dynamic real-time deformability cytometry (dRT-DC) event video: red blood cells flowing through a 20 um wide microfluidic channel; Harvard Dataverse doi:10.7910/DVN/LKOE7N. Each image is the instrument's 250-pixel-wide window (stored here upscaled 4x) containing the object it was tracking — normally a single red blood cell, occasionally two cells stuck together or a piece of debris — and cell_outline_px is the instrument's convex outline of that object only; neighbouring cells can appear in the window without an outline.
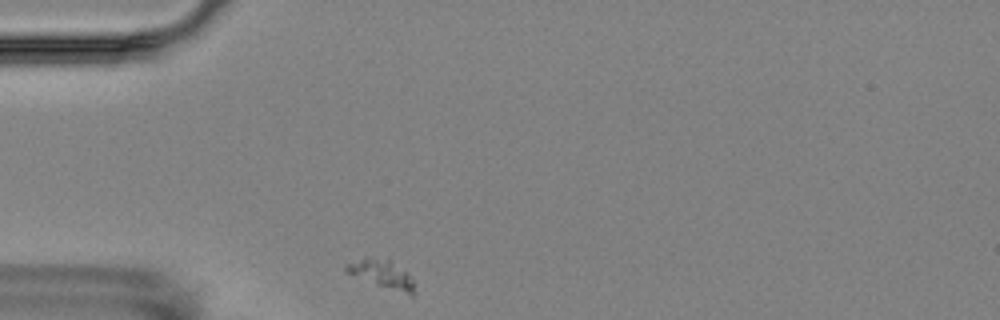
{"species": "Egyptian fruit bat (a non-hibernating species)", "species_latin": "Rousettus aegyptiacus", "temperature_condition": "room temperature", "stored_images_in_passage": 1, "camera_frame_rate_fps": 3000, "um_per_image_px": 0.085, "animal": {"sex": "female"}, "frame": {"image": 1, "passage_image": 1, "time_ms": 0.0, "image_size_px": [1000, 320], "cell_outline_px": [[412, 296], [376, 284], [344, 272], [344, 264], [360, 260], [388, 256], [408, 272], [412, 280]], "centroid_in_image_um": [32.46, 23.25], "position_along_channel_um": 52.5, "area_um2": 11.1}}